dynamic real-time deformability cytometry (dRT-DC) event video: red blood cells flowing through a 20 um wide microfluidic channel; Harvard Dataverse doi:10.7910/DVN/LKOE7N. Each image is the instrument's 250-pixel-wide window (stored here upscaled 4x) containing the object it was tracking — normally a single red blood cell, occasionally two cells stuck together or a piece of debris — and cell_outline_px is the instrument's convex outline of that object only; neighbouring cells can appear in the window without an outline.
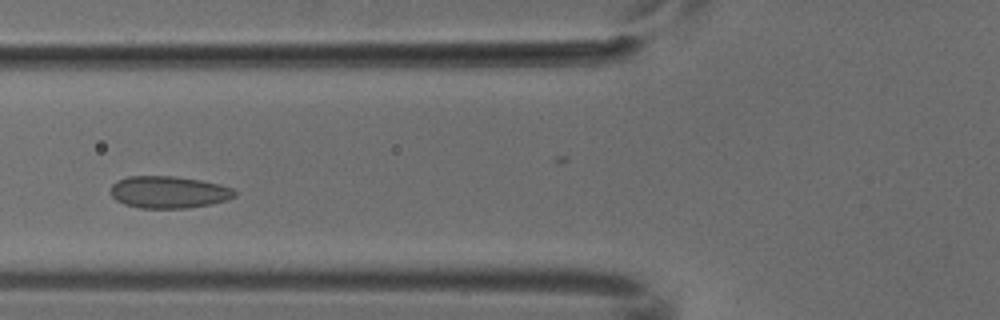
{"species": "common noctule bat (a hibernating species)", "species_latin": "Nyctalus noctula", "temperature_condition": "cold", "stored_images_in_passage": 5, "camera_frame_rate_fps": 3000, "um_per_image_px": 0.085, "animal": {"sex": "male", "body_mass_g": 18.8}, "frame": {"image": 1, "passage_image": 4, "time_ms": 1.0, "image_size_px": [1000, 320], "cell_outline_px": [[236, 196], [212, 204], [188, 208], [140, 208], [124, 204], [116, 200], [108, 192], [112, 184], [116, 180], [128, 176], [176, 176], [200, 180], [220, 184], [232, 188], [236, 192]], "centroid_in_image_um": [14.3, 16.33], "position_along_channel_um": 111.5, "area_um2": 23.41}}